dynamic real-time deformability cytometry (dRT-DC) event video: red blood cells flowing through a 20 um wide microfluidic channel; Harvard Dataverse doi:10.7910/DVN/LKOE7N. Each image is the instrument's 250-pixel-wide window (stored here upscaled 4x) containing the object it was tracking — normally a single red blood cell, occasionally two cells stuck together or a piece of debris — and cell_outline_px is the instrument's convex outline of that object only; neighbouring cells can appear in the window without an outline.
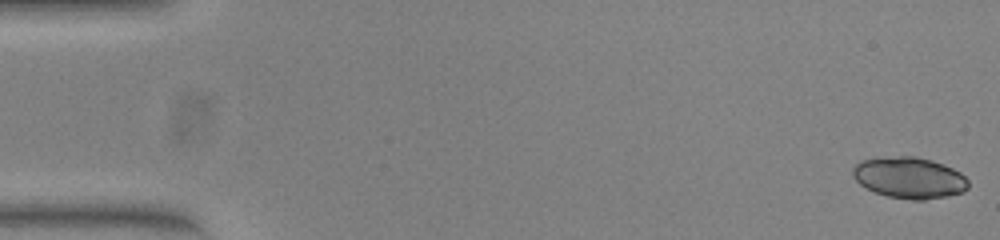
{"species": "common noctule bat (a hibernating species)", "species_latin": "Nyctalus noctula", "temperature_condition": "warm", "stored_images_in_passage": 17, "camera_frame_rate_fps": 3000, "um_per_image_px": 0.085, "animal": {"sex": "female", "body_mass_g": 23.0, "forearm_length_mm": 53.4}, "frame": {"image": 1, "passage_image": 1, "time_ms": 0.0, "image_size_px": [1000, 240], "cell_outline_px": [[968, 188], [964, 192], [948, 196], [924, 200], [912, 200], [888, 196], [876, 192], [860, 184], [852, 176], [852, 168], [860, 160], [900, 156], [916, 156], [932, 160], [944, 164], [960, 172], [968, 180]], "centroid_in_image_um": [77.31, 15.11], "position_along_channel_um": 7.7, "area_um2": 27.8}}